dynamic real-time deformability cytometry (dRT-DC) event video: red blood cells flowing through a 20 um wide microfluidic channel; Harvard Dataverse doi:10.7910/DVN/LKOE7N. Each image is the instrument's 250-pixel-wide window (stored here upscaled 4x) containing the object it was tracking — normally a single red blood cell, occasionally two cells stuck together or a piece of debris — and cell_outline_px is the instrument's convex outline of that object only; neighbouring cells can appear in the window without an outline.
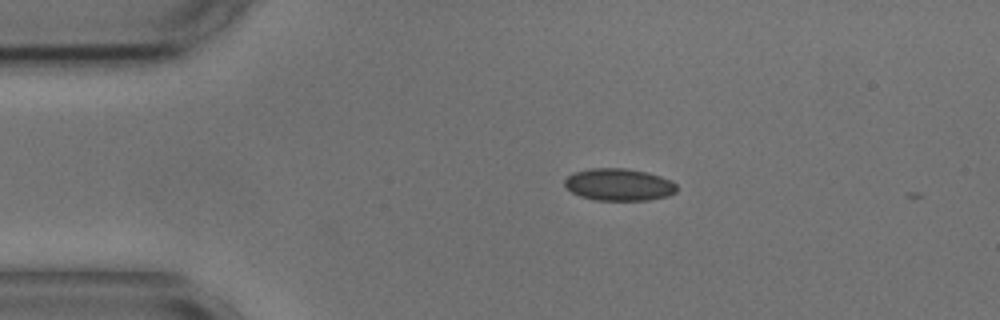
{"species": "common noctule bat (a hibernating species)", "species_latin": "Nyctalus noctula", "temperature_condition": "cold", "stored_images_in_passage": 3, "camera_frame_rate_fps": 3000, "um_per_image_px": 0.085, "animal": {"sex": "male", "body_mass_g": 17.9, "forearm_length_mm": 54.2}, "frame": {"image": 1, "passage_image": 1, "time_ms": 0.0, "image_size_px": [1000, 320], "cell_outline_px": [[676, 192], [668, 196], [648, 200], [596, 200], [580, 196], [572, 192], [564, 184], [564, 180], [572, 172], [592, 168], [628, 168], [660, 176], [672, 180], [676, 184]], "centroid_in_image_um": [52.61, 15.69], "position_along_channel_um": 32.4, "area_um2": 21.04}}